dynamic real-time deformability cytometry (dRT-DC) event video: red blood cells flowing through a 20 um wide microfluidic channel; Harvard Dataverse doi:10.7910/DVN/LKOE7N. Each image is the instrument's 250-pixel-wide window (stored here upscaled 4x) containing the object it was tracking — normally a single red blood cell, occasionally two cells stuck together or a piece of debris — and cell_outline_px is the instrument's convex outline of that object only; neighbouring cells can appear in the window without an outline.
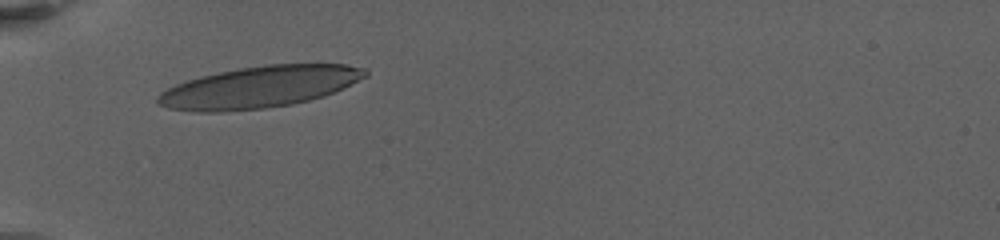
{"species": "human", "species_latin": "Homo sapiens", "temperature_condition": "warm", "stored_images_in_passage": 54, "camera_frame_rate_fps": 3000, "um_per_image_px": 0.085, "donor": {"sex": "female"}, "frame": {"image": 1, "passage_image": 1, "time_ms": 0.0, "image_size_px": [1000, 240], "cell_outline_px": [[368, 76], [344, 88], [324, 96], [292, 104], [264, 108], [220, 112], [196, 112], [168, 108], [156, 104], [156, 100], [160, 92], [176, 84], [188, 80], [220, 72], [240, 68], [264, 64], [344, 64], [368, 68]], "centroid_in_image_um": [22.08, 7.4], "position_along_channel_um": 62.9, "area_um2": 50.29}}
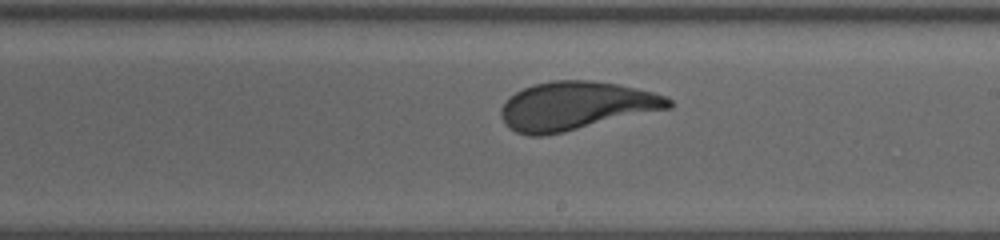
{"frame": {"image": 2, "passage_image": 30, "time_ms": 6.0, "image_size_px": [1000, 240], "cell_outline_px": [[672, 108], [564, 132], [540, 136], [532, 136], [516, 132], [508, 128], [504, 124], [500, 116], [500, 108], [508, 96], [532, 84], [552, 80], [592, 80], [620, 84], [668, 96], [672, 100]], "centroid_in_image_um": [48.94, 8.99], "position_along_channel_um": 240.1, "area_um2": 47.74}}
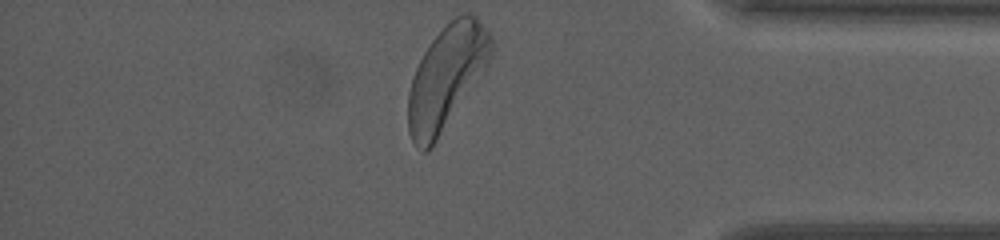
{"frame": {"image": 3, "passage_image": 53, "time_ms": 11.667, "image_size_px": [1000, 240], "cell_outline_px": [[492, 56], [432, 148], [428, 152], [424, 152], [416, 148], [408, 132], [408, 92], [412, 76], [424, 52], [432, 40], [456, 16], [464, 12], [476, 16], [480, 20], [492, 36]], "centroid_in_image_um": [37.92, 6.58], "position_along_channel_um": 397.3, "area_um2": 49.25}, "authors_computed_cell_mechanics": {"area_um2": 47.5116, "velocity_mm_per_s": 3.1182, "shape_relaxation_time_tau1_ms": 3.5133, "shape_relaxation_time_tau2_ms": 0.9111, "deformation_change_tau1": 0.1623, "deformation_change_tau2": 0.096}}